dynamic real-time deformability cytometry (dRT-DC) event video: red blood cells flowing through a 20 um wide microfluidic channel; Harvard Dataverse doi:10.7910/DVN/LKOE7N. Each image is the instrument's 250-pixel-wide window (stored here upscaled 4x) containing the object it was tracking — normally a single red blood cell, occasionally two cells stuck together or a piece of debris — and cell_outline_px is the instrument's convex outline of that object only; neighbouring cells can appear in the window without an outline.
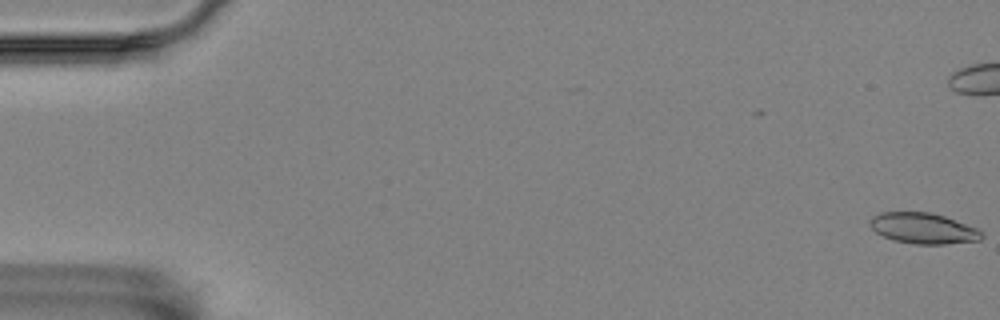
{"species": "Egyptian fruit bat (a non-hibernating species)", "species_latin": "Rousettus aegyptiacus", "temperature_condition": "room temperature", "stored_images_in_passage": 58, "camera_frame_rate_fps": 3000, "um_per_image_px": 0.085, "animal": {"sex": "female"}, "frame": {"image": 1, "passage_image": 1, "time_ms": 0.0, "image_size_px": [1000, 320], "cell_outline_px": [[984, 236], [980, 240], [944, 244], [916, 244], [896, 240], [884, 236], [876, 232], [868, 224], [868, 220], [872, 216], [880, 212], [928, 212], [944, 216], [976, 228]], "centroid_in_image_um": [78.43, 19.4], "position_along_channel_um": 6.6, "area_um2": 19.83}}
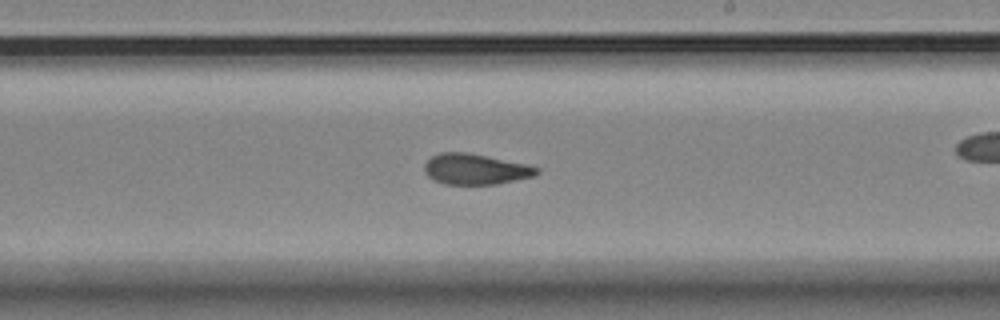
{"frame": {"image": 2, "passage_image": 34, "time_ms": 11.0, "image_size_px": [1000, 320], "cell_outline_px": [[540, 172], [536, 176], [496, 184], [444, 184], [432, 180], [424, 172], [424, 164], [432, 156], [440, 152], [468, 152], [528, 164], [540, 168]], "centroid_in_image_um": [40.43, 14.37], "position_along_channel_um": 248.6, "area_um2": 20.35}}
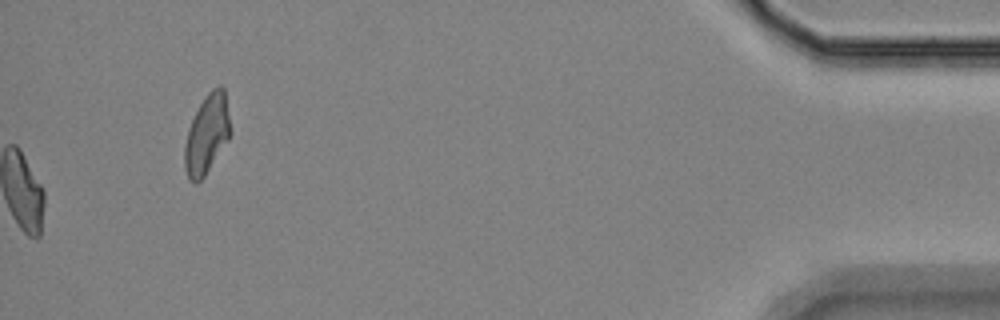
{"frame": {"image": 3, "passage_image": 58, "time_ms": 19.0, "image_size_px": [1000, 320], "cell_outline_px": [[232, 132], [228, 140], [204, 176], [196, 184], [188, 180], [184, 168], [184, 148], [188, 128], [204, 96], [212, 88], [220, 84], [224, 88]], "centroid_in_image_um": [17.58, 11.41], "position_along_channel_um": 417.6, "area_um2": 21.21}, "authors_computed_cell_mechanics": {"area_um2": 20.4612, "velocity_mm_per_s": 3.5231, "shape_relaxation_time_tau1_ms": null, "shape_relaxation_time_tau2_ms": 2.523, "deformation_change_tau1": null, "deformation_change_tau2": 0.0865}}